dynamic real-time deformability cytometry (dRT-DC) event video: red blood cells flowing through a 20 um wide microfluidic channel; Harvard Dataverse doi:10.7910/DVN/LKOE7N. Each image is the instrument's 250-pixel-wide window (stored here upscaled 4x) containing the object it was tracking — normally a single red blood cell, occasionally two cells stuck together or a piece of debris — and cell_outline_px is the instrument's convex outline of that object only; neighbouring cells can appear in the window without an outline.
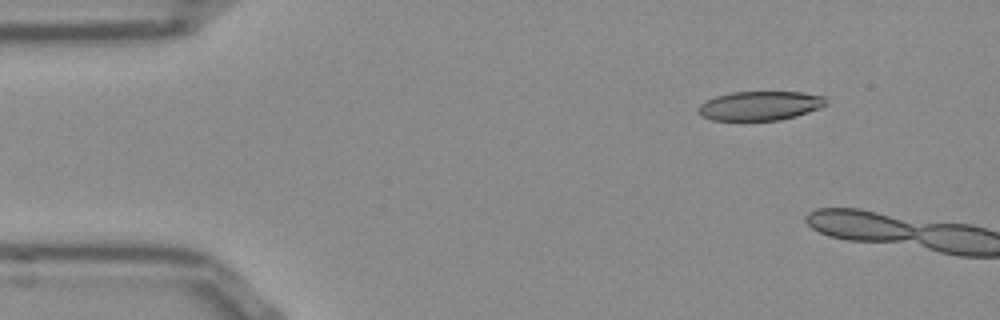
{"species": "Egyptian fruit bat (a non-hibernating species)", "species_latin": "Rousettus aegyptiacus", "temperature_condition": "room temperature", "stored_images_in_passage": 3, "camera_frame_rate_fps": 3000, "um_per_image_px": 0.085, "frame": {"image": 1, "passage_image": 1, "time_ms": 0.0, "image_size_px": [1000, 320], "cell_outline_px": [[828, 104], [820, 108], [796, 116], [780, 120], [712, 120], [700, 116], [700, 104], [716, 96], [732, 92], [800, 92], [824, 96]], "centroid_in_image_um": [64.63, 8.99], "position_along_channel_um": 20.4, "area_um2": 21.56}}